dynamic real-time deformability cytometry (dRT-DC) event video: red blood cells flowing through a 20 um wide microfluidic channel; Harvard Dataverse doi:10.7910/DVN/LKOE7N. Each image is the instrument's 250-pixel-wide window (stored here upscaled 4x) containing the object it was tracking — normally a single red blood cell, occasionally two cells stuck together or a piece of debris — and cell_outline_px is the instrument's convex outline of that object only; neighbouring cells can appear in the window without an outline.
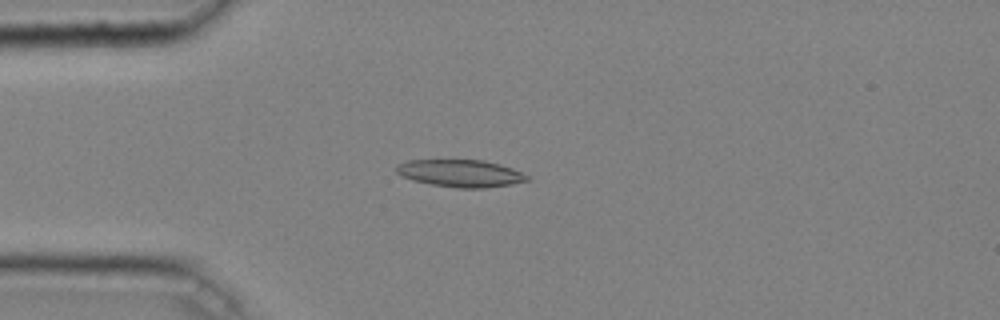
{"species": "common noctule bat (a hibernating species)", "species_latin": "Nyctalus noctula", "temperature_condition": "cold", "stored_images_in_passage": 43, "camera_frame_rate_fps": 3000, "um_per_image_px": 0.085, "animal": {"sex": "male", "body_mass_g": 20.4}, "frame": {"image": 1, "passage_image": 9, "time_ms": 2.667, "image_size_px": [1000, 320], "cell_outline_px": [[528, 180], [512, 184], [484, 188], [456, 188], [432, 184], [412, 180], [400, 176], [396, 172], [396, 164], [408, 160], [484, 160], [500, 164], [512, 168], [528, 176]], "centroid_in_image_um": [39.1, 14.73], "position_along_channel_um": 45.9, "area_um2": 20.81}}
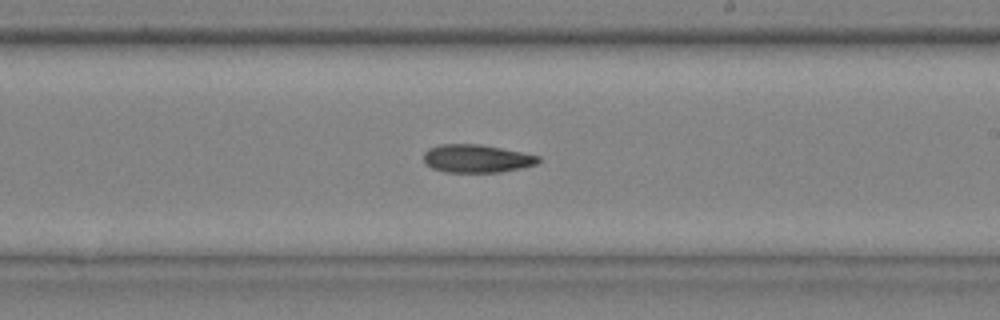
{"frame": {"image": 2, "passage_image": 25, "time_ms": 8.0, "image_size_px": [1000, 320], "cell_outline_px": [[540, 160], [536, 164], [520, 168], [500, 172], [444, 172], [432, 168], [424, 160], [424, 152], [428, 148], [440, 144], [480, 144], [540, 156]], "centroid_in_image_um": [40.49, 13.47], "position_along_channel_um": 248.5, "area_um2": 18.61}}
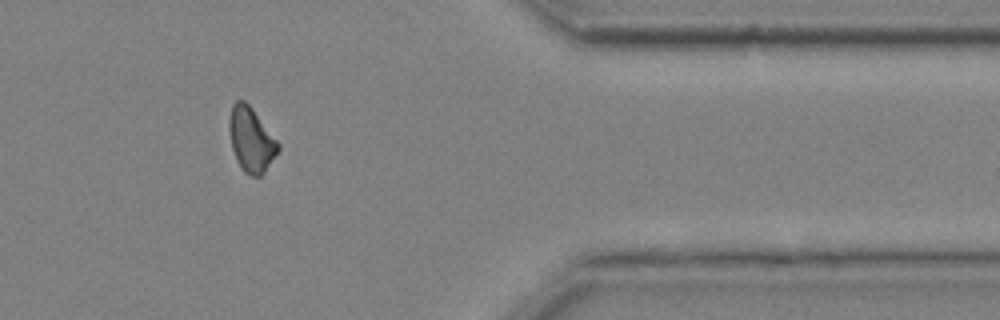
{"frame": {"image": 3, "passage_image": 37, "time_ms": 12.0, "image_size_px": [1000, 320], "cell_outline_px": [[280, 148], [264, 172], [260, 176], [252, 176], [244, 172], [236, 160], [232, 148], [228, 132], [228, 120], [232, 104], [236, 100], [244, 100], [252, 108], [280, 144]], "centroid_in_image_um": [21.31, 11.85], "position_along_channel_um": 390.1, "area_um2": 18.38}, "authors_computed_cell_mechanics": {"area_um2": 18.9006, "velocity_mm_per_s": 4.0725, "shape_relaxation_time_tau1_ms": 6.8753, "shape_relaxation_time_tau2_ms": null, "deformation_change_tau1": 0.1719, "deformation_change_tau2": null}}